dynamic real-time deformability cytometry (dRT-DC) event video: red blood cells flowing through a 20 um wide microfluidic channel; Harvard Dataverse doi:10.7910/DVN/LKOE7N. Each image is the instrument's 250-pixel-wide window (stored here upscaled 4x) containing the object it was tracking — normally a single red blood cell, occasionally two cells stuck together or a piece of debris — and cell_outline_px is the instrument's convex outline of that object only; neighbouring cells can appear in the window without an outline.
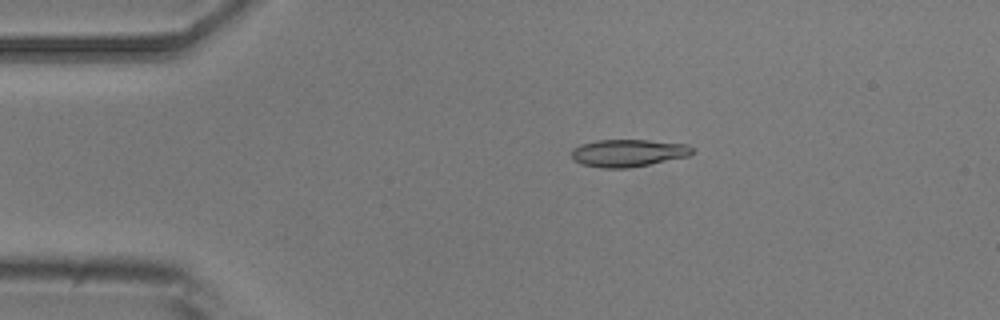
{"species": "common noctule bat (a hibernating species)", "species_latin": "Nyctalus noctula", "temperature_condition": "room temperature", "stored_images_in_passage": 9, "camera_frame_rate_fps": 3000, "um_per_image_px": 0.085, "animal": {"sex": "male", "body_mass_g": 20.5, "forearm_length_mm": 52.5}, "frame": {"image": 1, "passage_image": 1, "time_ms": 0.0, "image_size_px": [1000, 320], "cell_outline_px": [[696, 152], [688, 156], [628, 168], [600, 168], [580, 164], [572, 160], [572, 148], [580, 144], [596, 140], [648, 140], [688, 144]], "centroid_in_image_um": [53.36, 13.0], "position_along_channel_um": 31.6, "area_um2": 19.42}}
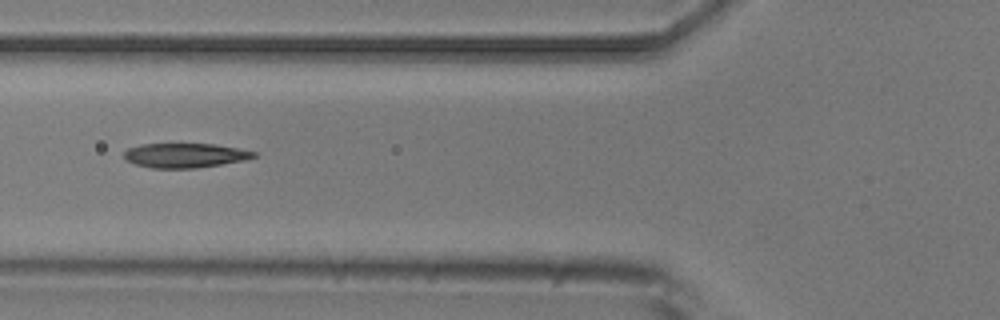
{"frame": {"image": 2, "passage_image": 4, "time_ms": 3.333, "image_size_px": [1000, 320], "cell_outline_px": [[256, 156], [244, 160], [196, 168], [152, 168], [136, 164], [124, 160], [124, 152], [128, 148], [140, 144], [212, 144], [236, 148], [256, 152]], "centroid_in_image_um": [15.67, 13.21], "position_along_channel_um": 110.1, "area_um2": 18.32}}
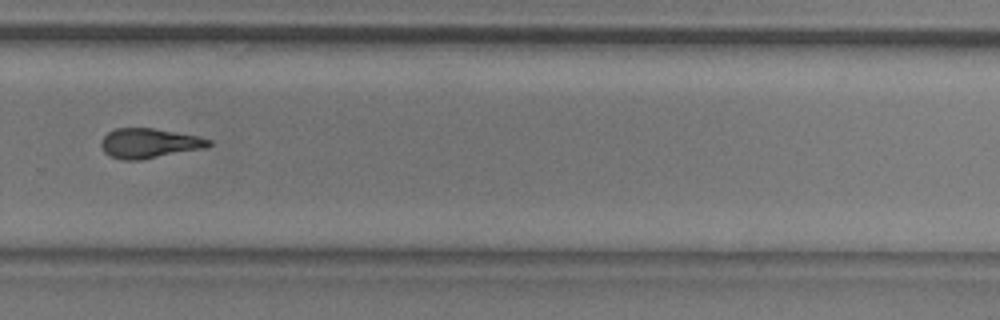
{"frame": {"image": 3, "passage_image": 9, "time_ms": 9.0, "image_size_px": [1000, 320], "cell_outline_px": [[212, 144], [208, 148], [140, 160], [120, 160], [104, 152], [100, 144], [100, 140], [108, 132], [116, 128], [152, 128], [200, 136], [212, 140]], "centroid_in_image_um": [12.72, 12.18], "position_along_channel_um": 317.1, "area_um2": 18.9}}